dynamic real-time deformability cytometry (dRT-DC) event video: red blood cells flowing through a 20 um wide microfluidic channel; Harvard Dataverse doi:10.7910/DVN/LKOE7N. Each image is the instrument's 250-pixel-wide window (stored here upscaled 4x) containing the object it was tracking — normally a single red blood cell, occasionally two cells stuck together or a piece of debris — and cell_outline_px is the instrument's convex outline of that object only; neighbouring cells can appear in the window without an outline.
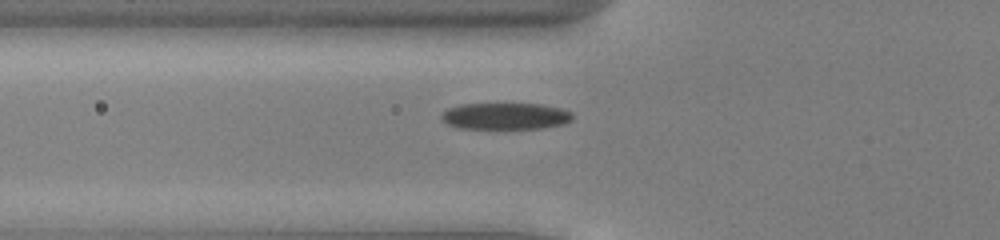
{"species": "common noctule bat (a hibernating species)", "species_latin": "Nyctalus noctula", "temperature_condition": "cold", "stored_images_in_passage": 40, "camera_frame_rate_fps": 3000, "um_per_image_px": 0.085, "animal": {"sex": "male", "body_mass_g": 13.0, "forearm_length_mm": 53.1}, "frame": {"image": 1, "passage_image": 11, "time_ms": 3.333, "image_size_px": [1000, 240], "cell_outline_px": [[572, 120], [564, 124], [540, 128], [456, 128], [440, 120], [440, 116], [448, 108], [460, 104], [540, 104], [560, 108], [572, 112]], "centroid_in_image_um": [42.94, 9.87], "position_along_channel_um": 82.9, "area_um2": 20.29}}
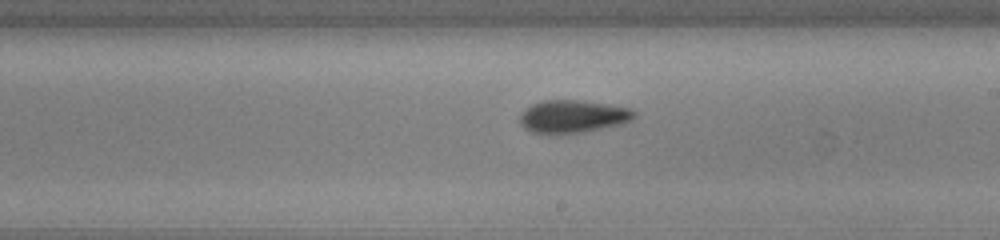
{"frame": {"image": 2, "passage_image": 23, "time_ms": 7.333, "image_size_px": [1000, 240], "cell_outline_px": [[636, 116], [632, 120], [624, 124], [584, 132], [556, 136], [532, 132], [524, 128], [520, 124], [520, 116], [524, 108], [532, 104], [544, 100], [576, 100], [608, 104], [632, 108], [636, 112]], "centroid_in_image_um": [48.69, 9.93], "position_along_channel_um": 240.3, "area_um2": 22.48}}
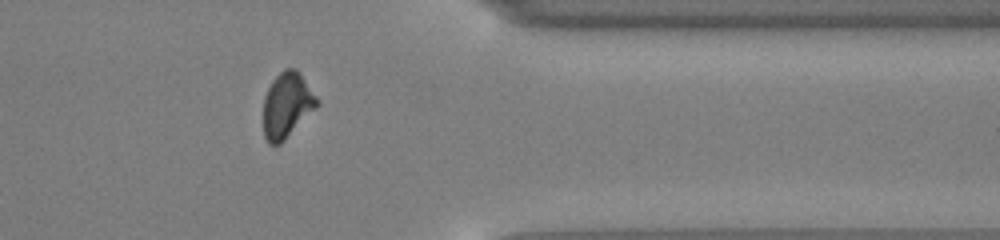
{"frame": {"image": 3, "passage_image": 35, "time_ms": 11.333, "image_size_px": [1000, 240], "cell_outline_px": [[320, 104], [280, 144], [268, 144], [264, 136], [264, 96], [272, 80], [284, 68], [296, 68], [300, 72], [320, 100]], "centroid_in_image_um": [24.41, 8.91], "position_along_channel_um": 387.0, "area_um2": 20.52}}